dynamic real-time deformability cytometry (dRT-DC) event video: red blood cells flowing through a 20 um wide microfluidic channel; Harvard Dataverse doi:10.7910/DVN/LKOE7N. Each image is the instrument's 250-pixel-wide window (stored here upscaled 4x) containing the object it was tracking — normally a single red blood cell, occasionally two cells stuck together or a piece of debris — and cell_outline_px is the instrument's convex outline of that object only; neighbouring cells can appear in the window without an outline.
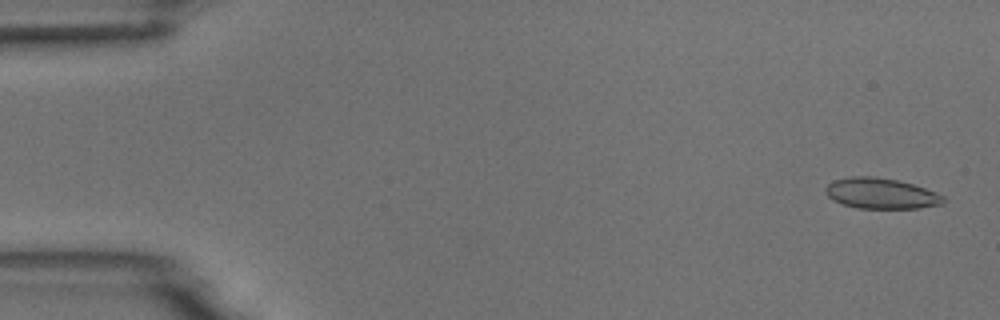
{"species": "common noctule bat (a hibernating species)", "species_latin": "Nyctalus noctula", "temperature_condition": "room temperature", "stored_images_in_passage": 14, "camera_frame_rate_fps": 3000, "um_per_image_px": 0.085, "animal": {"sex": "male", "body_mass_g": 18.8}, "frame": {"image": 1, "passage_image": 2, "time_ms": 0.333, "image_size_px": [1000, 320], "cell_outline_px": [[944, 204], [916, 208], [856, 208], [832, 200], [824, 192], [824, 188], [832, 180], [852, 176], [872, 176], [896, 180], [912, 184], [936, 192], [944, 196]], "centroid_in_image_um": [74.85, 16.44], "position_along_channel_um": 10.2, "area_um2": 21.04}}
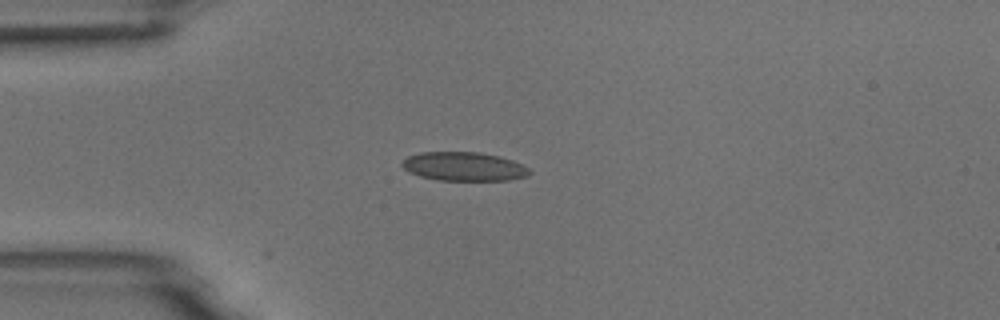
{"frame": {"image": 2, "passage_image": 14, "time_ms": 4.333, "image_size_px": [1000, 320], "cell_outline_px": [[532, 172], [528, 176], [508, 180], [440, 180], [420, 176], [408, 172], [400, 164], [408, 156], [420, 152], [480, 152], [500, 156], [512, 160], [528, 168]], "centroid_in_image_um": [39.43, 14.15], "position_along_channel_um": 45.6, "area_um2": 21.39}}